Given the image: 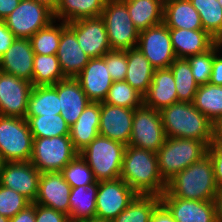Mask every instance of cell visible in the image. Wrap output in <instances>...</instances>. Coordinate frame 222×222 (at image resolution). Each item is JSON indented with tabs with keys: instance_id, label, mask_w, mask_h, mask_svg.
Returning a JSON list of instances; mask_svg holds the SVG:
<instances>
[{
	"instance_id": "obj_58",
	"label": "cell",
	"mask_w": 222,
	"mask_h": 222,
	"mask_svg": "<svg viewBox=\"0 0 222 222\" xmlns=\"http://www.w3.org/2000/svg\"><path fill=\"white\" fill-rule=\"evenodd\" d=\"M171 1H174V0H161V2H162L163 4H166V3L171 2Z\"/></svg>"
},
{
	"instance_id": "obj_52",
	"label": "cell",
	"mask_w": 222,
	"mask_h": 222,
	"mask_svg": "<svg viewBox=\"0 0 222 222\" xmlns=\"http://www.w3.org/2000/svg\"><path fill=\"white\" fill-rule=\"evenodd\" d=\"M217 222H222V190L218 193L215 199Z\"/></svg>"
},
{
	"instance_id": "obj_55",
	"label": "cell",
	"mask_w": 222,
	"mask_h": 222,
	"mask_svg": "<svg viewBox=\"0 0 222 222\" xmlns=\"http://www.w3.org/2000/svg\"><path fill=\"white\" fill-rule=\"evenodd\" d=\"M81 222H111V221L94 218V219H87Z\"/></svg>"
},
{
	"instance_id": "obj_59",
	"label": "cell",
	"mask_w": 222,
	"mask_h": 222,
	"mask_svg": "<svg viewBox=\"0 0 222 222\" xmlns=\"http://www.w3.org/2000/svg\"><path fill=\"white\" fill-rule=\"evenodd\" d=\"M219 4L222 6V0H218Z\"/></svg>"
},
{
	"instance_id": "obj_49",
	"label": "cell",
	"mask_w": 222,
	"mask_h": 222,
	"mask_svg": "<svg viewBox=\"0 0 222 222\" xmlns=\"http://www.w3.org/2000/svg\"><path fill=\"white\" fill-rule=\"evenodd\" d=\"M151 222H176V221L173 219L169 211L162 204H160L153 212Z\"/></svg>"
},
{
	"instance_id": "obj_2",
	"label": "cell",
	"mask_w": 222,
	"mask_h": 222,
	"mask_svg": "<svg viewBox=\"0 0 222 222\" xmlns=\"http://www.w3.org/2000/svg\"><path fill=\"white\" fill-rule=\"evenodd\" d=\"M166 191L186 200L215 201L220 192L214 174L213 162L207 154L167 182Z\"/></svg>"
},
{
	"instance_id": "obj_12",
	"label": "cell",
	"mask_w": 222,
	"mask_h": 222,
	"mask_svg": "<svg viewBox=\"0 0 222 222\" xmlns=\"http://www.w3.org/2000/svg\"><path fill=\"white\" fill-rule=\"evenodd\" d=\"M137 195L121 178L100 181L95 218L112 222Z\"/></svg>"
},
{
	"instance_id": "obj_35",
	"label": "cell",
	"mask_w": 222,
	"mask_h": 222,
	"mask_svg": "<svg viewBox=\"0 0 222 222\" xmlns=\"http://www.w3.org/2000/svg\"><path fill=\"white\" fill-rule=\"evenodd\" d=\"M173 73L178 101L192 103L199 87L187 59L176 58L169 67Z\"/></svg>"
},
{
	"instance_id": "obj_34",
	"label": "cell",
	"mask_w": 222,
	"mask_h": 222,
	"mask_svg": "<svg viewBox=\"0 0 222 222\" xmlns=\"http://www.w3.org/2000/svg\"><path fill=\"white\" fill-rule=\"evenodd\" d=\"M57 55L35 54L33 60V86L55 85L65 79Z\"/></svg>"
},
{
	"instance_id": "obj_8",
	"label": "cell",
	"mask_w": 222,
	"mask_h": 222,
	"mask_svg": "<svg viewBox=\"0 0 222 222\" xmlns=\"http://www.w3.org/2000/svg\"><path fill=\"white\" fill-rule=\"evenodd\" d=\"M33 136L25 118L0 115V153L5 162L30 161Z\"/></svg>"
},
{
	"instance_id": "obj_37",
	"label": "cell",
	"mask_w": 222,
	"mask_h": 222,
	"mask_svg": "<svg viewBox=\"0 0 222 222\" xmlns=\"http://www.w3.org/2000/svg\"><path fill=\"white\" fill-rule=\"evenodd\" d=\"M52 21L47 27L38 30L29 39L35 54L54 55L57 54L61 32L67 27V23L60 24Z\"/></svg>"
},
{
	"instance_id": "obj_27",
	"label": "cell",
	"mask_w": 222,
	"mask_h": 222,
	"mask_svg": "<svg viewBox=\"0 0 222 222\" xmlns=\"http://www.w3.org/2000/svg\"><path fill=\"white\" fill-rule=\"evenodd\" d=\"M163 23L168 28L203 30L200 15L190 0H174L164 4Z\"/></svg>"
},
{
	"instance_id": "obj_1",
	"label": "cell",
	"mask_w": 222,
	"mask_h": 222,
	"mask_svg": "<svg viewBox=\"0 0 222 222\" xmlns=\"http://www.w3.org/2000/svg\"><path fill=\"white\" fill-rule=\"evenodd\" d=\"M120 178L139 195L161 196L167 187L156 152L132 145H126Z\"/></svg>"
},
{
	"instance_id": "obj_13",
	"label": "cell",
	"mask_w": 222,
	"mask_h": 222,
	"mask_svg": "<svg viewBox=\"0 0 222 222\" xmlns=\"http://www.w3.org/2000/svg\"><path fill=\"white\" fill-rule=\"evenodd\" d=\"M32 83L0 71V115L25 118Z\"/></svg>"
},
{
	"instance_id": "obj_28",
	"label": "cell",
	"mask_w": 222,
	"mask_h": 222,
	"mask_svg": "<svg viewBox=\"0 0 222 222\" xmlns=\"http://www.w3.org/2000/svg\"><path fill=\"white\" fill-rule=\"evenodd\" d=\"M125 52L128 64L125 81L144 96L150 87L155 69L139 48L134 47Z\"/></svg>"
},
{
	"instance_id": "obj_11",
	"label": "cell",
	"mask_w": 222,
	"mask_h": 222,
	"mask_svg": "<svg viewBox=\"0 0 222 222\" xmlns=\"http://www.w3.org/2000/svg\"><path fill=\"white\" fill-rule=\"evenodd\" d=\"M137 48L154 69L169 68L177 58L172 47L169 28L163 22L139 32Z\"/></svg>"
},
{
	"instance_id": "obj_45",
	"label": "cell",
	"mask_w": 222,
	"mask_h": 222,
	"mask_svg": "<svg viewBox=\"0 0 222 222\" xmlns=\"http://www.w3.org/2000/svg\"><path fill=\"white\" fill-rule=\"evenodd\" d=\"M207 154L213 162L217 186L222 190V144H210Z\"/></svg>"
},
{
	"instance_id": "obj_54",
	"label": "cell",
	"mask_w": 222,
	"mask_h": 222,
	"mask_svg": "<svg viewBox=\"0 0 222 222\" xmlns=\"http://www.w3.org/2000/svg\"><path fill=\"white\" fill-rule=\"evenodd\" d=\"M215 44L218 46V49L221 51V48H222V34L216 39Z\"/></svg>"
},
{
	"instance_id": "obj_18",
	"label": "cell",
	"mask_w": 222,
	"mask_h": 222,
	"mask_svg": "<svg viewBox=\"0 0 222 222\" xmlns=\"http://www.w3.org/2000/svg\"><path fill=\"white\" fill-rule=\"evenodd\" d=\"M71 186L61 172L41 173L38 195L34 203L69 216Z\"/></svg>"
},
{
	"instance_id": "obj_39",
	"label": "cell",
	"mask_w": 222,
	"mask_h": 222,
	"mask_svg": "<svg viewBox=\"0 0 222 222\" xmlns=\"http://www.w3.org/2000/svg\"><path fill=\"white\" fill-rule=\"evenodd\" d=\"M103 102L135 109L143 104V96L133 89L126 81H114Z\"/></svg>"
},
{
	"instance_id": "obj_48",
	"label": "cell",
	"mask_w": 222,
	"mask_h": 222,
	"mask_svg": "<svg viewBox=\"0 0 222 222\" xmlns=\"http://www.w3.org/2000/svg\"><path fill=\"white\" fill-rule=\"evenodd\" d=\"M10 222H35V203H31L17 215L10 218Z\"/></svg>"
},
{
	"instance_id": "obj_23",
	"label": "cell",
	"mask_w": 222,
	"mask_h": 222,
	"mask_svg": "<svg viewBox=\"0 0 222 222\" xmlns=\"http://www.w3.org/2000/svg\"><path fill=\"white\" fill-rule=\"evenodd\" d=\"M177 101L178 97L171 69H155L150 87L143 96V104L161 111Z\"/></svg>"
},
{
	"instance_id": "obj_29",
	"label": "cell",
	"mask_w": 222,
	"mask_h": 222,
	"mask_svg": "<svg viewBox=\"0 0 222 222\" xmlns=\"http://www.w3.org/2000/svg\"><path fill=\"white\" fill-rule=\"evenodd\" d=\"M107 0H59L54 20L65 23L102 15ZM58 19V20H57Z\"/></svg>"
},
{
	"instance_id": "obj_32",
	"label": "cell",
	"mask_w": 222,
	"mask_h": 222,
	"mask_svg": "<svg viewBox=\"0 0 222 222\" xmlns=\"http://www.w3.org/2000/svg\"><path fill=\"white\" fill-rule=\"evenodd\" d=\"M192 103L214 123L222 116V86L210 83L199 85Z\"/></svg>"
},
{
	"instance_id": "obj_47",
	"label": "cell",
	"mask_w": 222,
	"mask_h": 222,
	"mask_svg": "<svg viewBox=\"0 0 222 222\" xmlns=\"http://www.w3.org/2000/svg\"><path fill=\"white\" fill-rule=\"evenodd\" d=\"M209 83L212 85L222 86V55H220V51L213 57L212 71Z\"/></svg>"
},
{
	"instance_id": "obj_19",
	"label": "cell",
	"mask_w": 222,
	"mask_h": 222,
	"mask_svg": "<svg viewBox=\"0 0 222 222\" xmlns=\"http://www.w3.org/2000/svg\"><path fill=\"white\" fill-rule=\"evenodd\" d=\"M103 57L90 58L88 64L75 77L91 102H103L113 84Z\"/></svg>"
},
{
	"instance_id": "obj_15",
	"label": "cell",
	"mask_w": 222,
	"mask_h": 222,
	"mask_svg": "<svg viewBox=\"0 0 222 222\" xmlns=\"http://www.w3.org/2000/svg\"><path fill=\"white\" fill-rule=\"evenodd\" d=\"M41 173L30 161L5 162L0 185L11 188L34 203L39 190Z\"/></svg>"
},
{
	"instance_id": "obj_3",
	"label": "cell",
	"mask_w": 222,
	"mask_h": 222,
	"mask_svg": "<svg viewBox=\"0 0 222 222\" xmlns=\"http://www.w3.org/2000/svg\"><path fill=\"white\" fill-rule=\"evenodd\" d=\"M160 114L166 137L200 140L207 146L213 142V122L193 103L177 101Z\"/></svg>"
},
{
	"instance_id": "obj_24",
	"label": "cell",
	"mask_w": 222,
	"mask_h": 222,
	"mask_svg": "<svg viewBox=\"0 0 222 222\" xmlns=\"http://www.w3.org/2000/svg\"><path fill=\"white\" fill-rule=\"evenodd\" d=\"M172 47L177 58H187L207 52L215 45L205 30L169 28Z\"/></svg>"
},
{
	"instance_id": "obj_33",
	"label": "cell",
	"mask_w": 222,
	"mask_h": 222,
	"mask_svg": "<svg viewBox=\"0 0 222 222\" xmlns=\"http://www.w3.org/2000/svg\"><path fill=\"white\" fill-rule=\"evenodd\" d=\"M160 204V196L138 194L112 222H151L153 212Z\"/></svg>"
},
{
	"instance_id": "obj_43",
	"label": "cell",
	"mask_w": 222,
	"mask_h": 222,
	"mask_svg": "<svg viewBox=\"0 0 222 222\" xmlns=\"http://www.w3.org/2000/svg\"><path fill=\"white\" fill-rule=\"evenodd\" d=\"M105 59L108 72L113 81H125L127 72V54L125 50H111L106 53Z\"/></svg>"
},
{
	"instance_id": "obj_56",
	"label": "cell",
	"mask_w": 222,
	"mask_h": 222,
	"mask_svg": "<svg viewBox=\"0 0 222 222\" xmlns=\"http://www.w3.org/2000/svg\"><path fill=\"white\" fill-rule=\"evenodd\" d=\"M4 163H5V161L2 157V154L0 153V175H1L2 169L4 167Z\"/></svg>"
},
{
	"instance_id": "obj_7",
	"label": "cell",
	"mask_w": 222,
	"mask_h": 222,
	"mask_svg": "<svg viewBox=\"0 0 222 222\" xmlns=\"http://www.w3.org/2000/svg\"><path fill=\"white\" fill-rule=\"evenodd\" d=\"M101 17L106 25L111 50L137 47L139 31L130 18L124 0H107Z\"/></svg>"
},
{
	"instance_id": "obj_30",
	"label": "cell",
	"mask_w": 222,
	"mask_h": 222,
	"mask_svg": "<svg viewBox=\"0 0 222 222\" xmlns=\"http://www.w3.org/2000/svg\"><path fill=\"white\" fill-rule=\"evenodd\" d=\"M135 28L141 32L163 22L161 0H124Z\"/></svg>"
},
{
	"instance_id": "obj_42",
	"label": "cell",
	"mask_w": 222,
	"mask_h": 222,
	"mask_svg": "<svg viewBox=\"0 0 222 222\" xmlns=\"http://www.w3.org/2000/svg\"><path fill=\"white\" fill-rule=\"evenodd\" d=\"M31 202L11 188L0 185V214L9 218L17 215Z\"/></svg>"
},
{
	"instance_id": "obj_26",
	"label": "cell",
	"mask_w": 222,
	"mask_h": 222,
	"mask_svg": "<svg viewBox=\"0 0 222 222\" xmlns=\"http://www.w3.org/2000/svg\"><path fill=\"white\" fill-rule=\"evenodd\" d=\"M99 182L71 188L69 196L70 222H81L96 217V196Z\"/></svg>"
},
{
	"instance_id": "obj_6",
	"label": "cell",
	"mask_w": 222,
	"mask_h": 222,
	"mask_svg": "<svg viewBox=\"0 0 222 222\" xmlns=\"http://www.w3.org/2000/svg\"><path fill=\"white\" fill-rule=\"evenodd\" d=\"M78 155L70 135L33 138L30 162L40 173L61 172Z\"/></svg>"
},
{
	"instance_id": "obj_41",
	"label": "cell",
	"mask_w": 222,
	"mask_h": 222,
	"mask_svg": "<svg viewBox=\"0 0 222 222\" xmlns=\"http://www.w3.org/2000/svg\"><path fill=\"white\" fill-rule=\"evenodd\" d=\"M218 46L215 44L205 53L189 56L188 60L191 66V72L194 80L199 84L209 83L212 71L213 57L219 52Z\"/></svg>"
},
{
	"instance_id": "obj_53",
	"label": "cell",
	"mask_w": 222,
	"mask_h": 222,
	"mask_svg": "<svg viewBox=\"0 0 222 222\" xmlns=\"http://www.w3.org/2000/svg\"><path fill=\"white\" fill-rule=\"evenodd\" d=\"M39 3L46 5L50 8L53 12L55 11L56 7L58 6L59 0H34Z\"/></svg>"
},
{
	"instance_id": "obj_14",
	"label": "cell",
	"mask_w": 222,
	"mask_h": 222,
	"mask_svg": "<svg viewBox=\"0 0 222 222\" xmlns=\"http://www.w3.org/2000/svg\"><path fill=\"white\" fill-rule=\"evenodd\" d=\"M67 26L75 33L79 46L90 58L103 57L111 51L101 16L68 22Z\"/></svg>"
},
{
	"instance_id": "obj_16",
	"label": "cell",
	"mask_w": 222,
	"mask_h": 222,
	"mask_svg": "<svg viewBox=\"0 0 222 222\" xmlns=\"http://www.w3.org/2000/svg\"><path fill=\"white\" fill-rule=\"evenodd\" d=\"M160 200L176 222H217L215 201L181 199L172 197L167 191Z\"/></svg>"
},
{
	"instance_id": "obj_17",
	"label": "cell",
	"mask_w": 222,
	"mask_h": 222,
	"mask_svg": "<svg viewBox=\"0 0 222 222\" xmlns=\"http://www.w3.org/2000/svg\"><path fill=\"white\" fill-rule=\"evenodd\" d=\"M134 110L101 102L99 135L129 145Z\"/></svg>"
},
{
	"instance_id": "obj_21",
	"label": "cell",
	"mask_w": 222,
	"mask_h": 222,
	"mask_svg": "<svg viewBox=\"0 0 222 222\" xmlns=\"http://www.w3.org/2000/svg\"><path fill=\"white\" fill-rule=\"evenodd\" d=\"M56 55L66 78H75L90 60L79 46L75 33L68 26L61 32Z\"/></svg>"
},
{
	"instance_id": "obj_46",
	"label": "cell",
	"mask_w": 222,
	"mask_h": 222,
	"mask_svg": "<svg viewBox=\"0 0 222 222\" xmlns=\"http://www.w3.org/2000/svg\"><path fill=\"white\" fill-rule=\"evenodd\" d=\"M15 39L16 37L8 29L6 23L0 20V61Z\"/></svg>"
},
{
	"instance_id": "obj_36",
	"label": "cell",
	"mask_w": 222,
	"mask_h": 222,
	"mask_svg": "<svg viewBox=\"0 0 222 222\" xmlns=\"http://www.w3.org/2000/svg\"><path fill=\"white\" fill-rule=\"evenodd\" d=\"M33 138L70 135V126L58 115L25 117Z\"/></svg>"
},
{
	"instance_id": "obj_22",
	"label": "cell",
	"mask_w": 222,
	"mask_h": 222,
	"mask_svg": "<svg viewBox=\"0 0 222 222\" xmlns=\"http://www.w3.org/2000/svg\"><path fill=\"white\" fill-rule=\"evenodd\" d=\"M57 93L60 100V115L71 127L91 101L76 78H65L57 82Z\"/></svg>"
},
{
	"instance_id": "obj_10",
	"label": "cell",
	"mask_w": 222,
	"mask_h": 222,
	"mask_svg": "<svg viewBox=\"0 0 222 222\" xmlns=\"http://www.w3.org/2000/svg\"><path fill=\"white\" fill-rule=\"evenodd\" d=\"M165 139L160 111L144 104L135 108L129 145L157 152Z\"/></svg>"
},
{
	"instance_id": "obj_20",
	"label": "cell",
	"mask_w": 222,
	"mask_h": 222,
	"mask_svg": "<svg viewBox=\"0 0 222 222\" xmlns=\"http://www.w3.org/2000/svg\"><path fill=\"white\" fill-rule=\"evenodd\" d=\"M34 55L29 38H16L2 56L0 71L32 83Z\"/></svg>"
},
{
	"instance_id": "obj_50",
	"label": "cell",
	"mask_w": 222,
	"mask_h": 222,
	"mask_svg": "<svg viewBox=\"0 0 222 222\" xmlns=\"http://www.w3.org/2000/svg\"><path fill=\"white\" fill-rule=\"evenodd\" d=\"M20 0H0V20L3 21L18 7Z\"/></svg>"
},
{
	"instance_id": "obj_57",
	"label": "cell",
	"mask_w": 222,
	"mask_h": 222,
	"mask_svg": "<svg viewBox=\"0 0 222 222\" xmlns=\"http://www.w3.org/2000/svg\"><path fill=\"white\" fill-rule=\"evenodd\" d=\"M0 222H10V218L0 214Z\"/></svg>"
},
{
	"instance_id": "obj_51",
	"label": "cell",
	"mask_w": 222,
	"mask_h": 222,
	"mask_svg": "<svg viewBox=\"0 0 222 222\" xmlns=\"http://www.w3.org/2000/svg\"><path fill=\"white\" fill-rule=\"evenodd\" d=\"M211 144H222V116L213 123V142Z\"/></svg>"
},
{
	"instance_id": "obj_5",
	"label": "cell",
	"mask_w": 222,
	"mask_h": 222,
	"mask_svg": "<svg viewBox=\"0 0 222 222\" xmlns=\"http://www.w3.org/2000/svg\"><path fill=\"white\" fill-rule=\"evenodd\" d=\"M208 146L200 140L166 137L156 152L158 168L167 183L176 174L207 155Z\"/></svg>"
},
{
	"instance_id": "obj_9",
	"label": "cell",
	"mask_w": 222,
	"mask_h": 222,
	"mask_svg": "<svg viewBox=\"0 0 222 222\" xmlns=\"http://www.w3.org/2000/svg\"><path fill=\"white\" fill-rule=\"evenodd\" d=\"M16 38H30L54 21L53 11L34 0H20L18 7L3 20Z\"/></svg>"
},
{
	"instance_id": "obj_44",
	"label": "cell",
	"mask_w": 222,
	"mask_h": 222,
	"mask_svg": "<svg viewBox=\"0 0 222 222\" xmlns=\"http://www.w3.org/2000/svg\"><path fill=\"white\" fill-rule=\"evenodd\" d=\"M35 222H70L68 215L35 203Z\"/></svg>"
},
{
	"instance_id": "obj_25",
	"label": "cell",
	"mask_w": 222,
	"mask_h": 222,
	"mask_svg": "<svg viewBox=\"0 0 222 222\" xmlns=\"http://www.w3.org/2000/svg\"><path fill=\"white\" fill-rule=\"evenodd\" d=\"M100 114L101 102H90L70 127V138L78 152L99 135Z\"/></svg>"
},
{
	"instance_id": "obj_4",
	"label": "cell",
	"mask_w": 222,
	"mask_h": 222,
	"mask_svg": "<svg viewBox=\"0 0 222 222\" xmlns=\"http://www.w3.org/2000/svg\"><path fill=\"white\" fill-rule=\"evenodd\" d=\"M126 145L98 135L82 151L81 158L88 164L96 181L120 178Z\"/></svg>"
},
{
	"instance_id": "obj_31",
	"label": "cell",
	"mask_w": 222,
	"mask_h": 222,
	"mask_svg": "<svg viewBox=\"0 0 222 222\" xmlns=\"http://www.w3.org/2000/svg\"><path fill=\"white\" fill-rule=\"evenodd\" d=\"M60 112L57 83L55 85L32 87L25 117L58 115Z\"/></svg>"
},
{
	"instance_id": "obj_40",
	"label": "cell",
	"mask_w": 222,
	"mask_h": 222,
	"mask_svg": "<svg viewBox=\"0 0 222 222\" xmlns=\"http://www.w3.org/2000/svg\"><path fill=\"white\" fill-rule=\"evenodd\" d=\"M61 173L71 188L86 186L95 181L92 170L80 155L68 163Z\"/></svg>"
},
{
	"instance_id": "obj_38",
	"label": "cell",
	"mask_w": 222,
	"mask_h": 222,
	"mask_svg": "<svg viewBox=\"0 0 222 222\" xmlns=\"http://www.w3.org/2000/svg\"><path fill=\"white\" fill-rule=\"evenodd\" d=\"M200 15L203 30L213 39L222 34V6L218 0H190Z\"/></svg>"
}]
</instances>
